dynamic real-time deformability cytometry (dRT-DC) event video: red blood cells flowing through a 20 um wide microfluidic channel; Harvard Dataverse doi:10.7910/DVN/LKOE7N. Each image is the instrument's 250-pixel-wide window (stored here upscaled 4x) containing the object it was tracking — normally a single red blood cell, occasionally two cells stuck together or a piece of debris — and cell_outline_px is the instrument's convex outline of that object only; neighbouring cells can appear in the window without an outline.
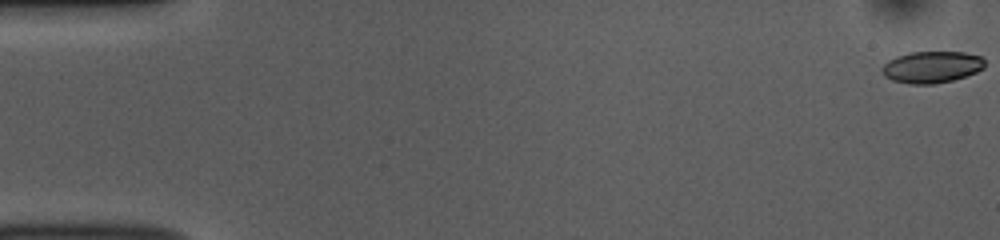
{"species": "common noctule bat (a hibernating species)", "species_latin": "Nyctalus noctula", "temperature_condition": "room temperature", "stored_images_in_passage": 53, "camera_frame_rate_fps": 3000, "um_per_image_px": 0.085, "animal": {"sex": "female", "body_mass_g": 10.0, "forearm_length_mm": 53.1}, "frame": {"image": 1, "passage_image": 1, "time_ms": 0.0, "image_size_px": [1000, 240], "cell_outline_px": [[984, 68], [976, 72], [952, 80], [932, 84], [908, 84], [892, 80], [884, 76], [880, 72], [880, 68], [888, 60], [896, 56], [908, 52], [964, 52], [980, 56], [984, 60]], "centroid_in_image_um": [79.14, 5.69], "position_along_channel_um": 5.9, "area_um2": 19.07}}
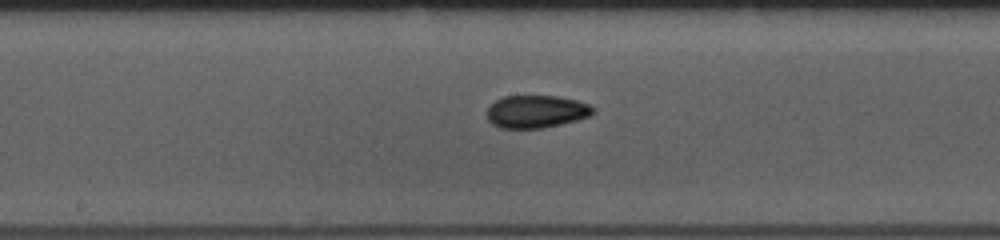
{"frame": {"image": 2, "passage_image": 28, "time_ms": 9.0, "image_size_px": [1000, 240], "cell_outline_px": [[596, 112], [592, 116], [560, 124], [540, 128], [500, 128], [492, 124], [488, 120], [488, 108], [496, 100], [504, 96], [560, 96], [576, 100], [588, 104], [596, 108]], "centroid_in_image_um": [45.62, 9.48], "position_along_channel_um": 202.6, "area_um2": 20.23}}
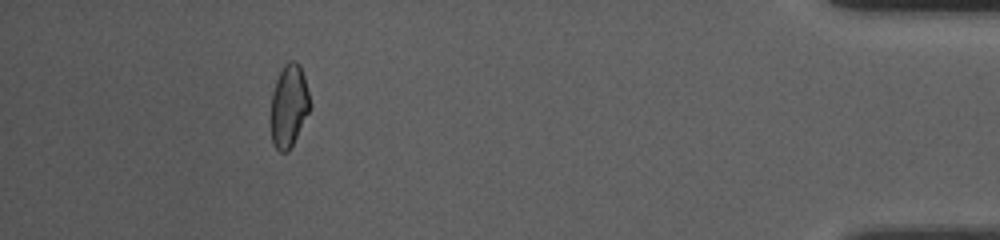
{"frame": {"image": 3, "passage_image": 49, "time_ms": 16.0, "image_size_px": [1000, 240], "cell_outline_px": [[308, 112], [288, 152], [280, 152], [276, 148], [272, 140], [272, 92], [276, 80], [284, 64], [288, 60], [296, 60], [300, 64], [304, 76], [308, 92]], "centroid_in_image_um": [24.54, 8.94], "position_along_channel_um": 410.7, "area_um2": 18.21}, "authors_computed_cell_mechanics": {"area_um2": 19.5942, "velocity_mm_per_s": 3.7956, "shape_relaxation_time_tau1_ms": 6.8528, "shape_relaxation_time_tau2_ms": 2.7301, "deformation_change_tau1": 0.1542, "deformation_change_tau2": 0.0716}}